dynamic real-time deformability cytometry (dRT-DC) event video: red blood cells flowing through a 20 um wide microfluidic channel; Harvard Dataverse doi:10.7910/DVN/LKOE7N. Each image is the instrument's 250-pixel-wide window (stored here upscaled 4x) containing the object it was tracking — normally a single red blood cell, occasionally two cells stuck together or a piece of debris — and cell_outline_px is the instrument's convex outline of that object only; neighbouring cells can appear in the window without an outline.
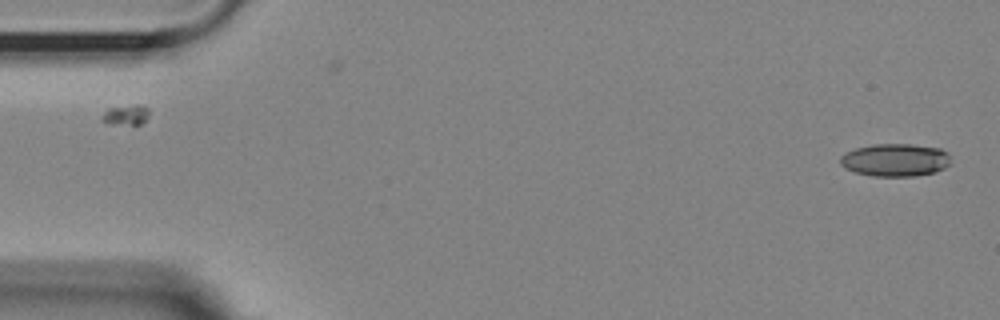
{"species": "Egyptian fruit bat (a non-hibernating species)", "species_latin": "Rousettus aegyptiacus", "temperature_condition": "room temperature", "stored_images_in_passage": 52, "camera_frame_rate_fps": 3000, "um_per_image_px": 0.085, "animal": {"sex": "female"}, "frame": {"image": 1, "passage_image": 1, "time_ms": 0.0, "image_size_px": [1000, 320], "cell_outline_px": [[952, 164], [944, 168], [932, 172], [916, 176], [872, 176], [856, 172], [844, 168], [840, 164], [840, 156], [856, 148], [872, 144], [912, 144], [940, 148], [948, 152]], "centroid_in_image_um": [76.12, 13.59], "position_along_channel_um": 8.9, "area_um2": 21.21}}
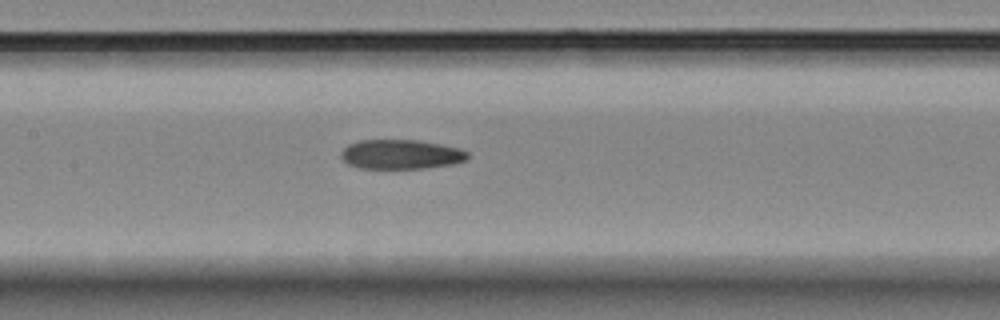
{"frame": {"image": 2, "passage_image": 25, "time_ms": 8.0, "image_size_px": [1000, 320], "cell_outline_px": [[468, 160], [452, 164], [424, 168], [356, 168], [348, 164], [340, 156], [340, 152], [348, 144], [360, 140], [416, 140], [440, 144], [460, 148], [468, 152]], "centroid_in_image_um": [34.07, 13.12], "position_along_channel_um": 173.3, "area_um2": 21.79}}
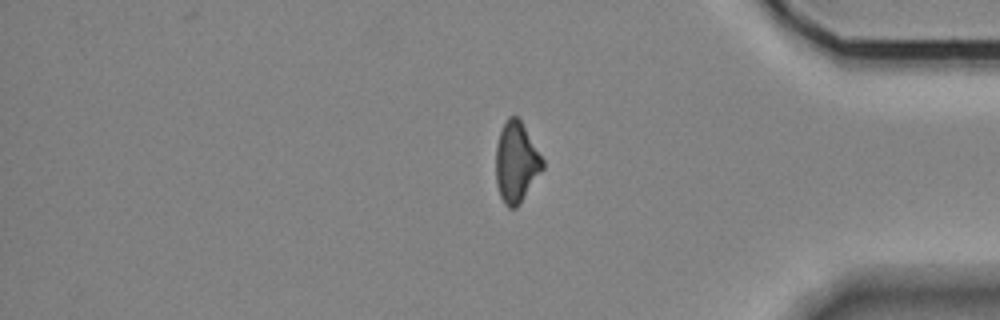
{"frame": {"image": 3, "passage_image": 45, "time_ms": 14.667, "image_size_px": [1000, 320], "cell_outline_px": [[544, 168], [520, 204], [516, 208], [508, 208], [504, 204], [500, 196], [496, 184], [496, 144], [500, 132], [508, 116], [516, 116], [520, 120], [544, 160]], "centroid_in_image_um": [43.88, 13.83], "position_along_channel_um": 391.3, "area_um2": 21.91}}